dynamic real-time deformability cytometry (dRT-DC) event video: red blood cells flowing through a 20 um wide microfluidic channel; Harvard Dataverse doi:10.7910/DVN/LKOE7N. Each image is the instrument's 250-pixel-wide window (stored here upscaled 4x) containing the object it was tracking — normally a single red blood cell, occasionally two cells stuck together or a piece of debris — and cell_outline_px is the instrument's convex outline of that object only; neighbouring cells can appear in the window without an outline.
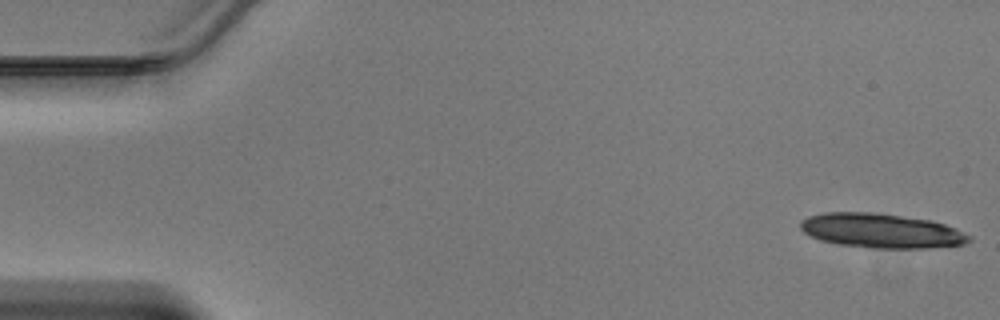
{"species": "Egyptian fruit bat (a non-hibernating species)", "species_latin": "Rousettus aegyptiacus", "temperature_condition": "warm", "stored_images_in_passage": 30, "camera_frame_rate_fps": 3000, "um_per_image_px": 0.085, "animal": {"sex": "male"}, "frame": {"image": 1, "passage_image": 1, "time_ms": 0.0, "image_size_px": [1000, 320], "cell_outline_px": [[972, 240], [964, 244], [924, 248], [872, 248], [840, 244], [820, 240], [804, 232], [800, 228], [800, 220], [808, 216], [824, 212], [876, 212], [932, 220], [956, 228], [972, 236]], "centroid_in_image_um": [74.92, 19.6], "position_along_channel_um": 10.1, "area_um2": 33.99}}
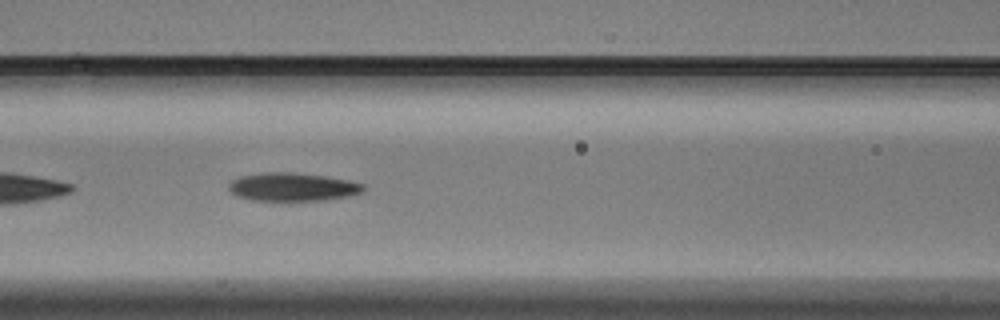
{"frame": {"image": 2, "passage_image": 20, "time_ms": 6.333, "image_size_px": [1000, 320], "cell_outline_px": [[364, 188], [360, 192], [348, 196], [320, 200], [252, 200], [236, 196], [228, 188], [228, 184], [232, 180], [240, 176], [260, 172], [292, 172], [324, 176], [348, 180], [364, 184]], "centroid_in_image_um": [24.81, 15.87], "position_along_channel_um": 141.8, "area_um2": 22.02}}
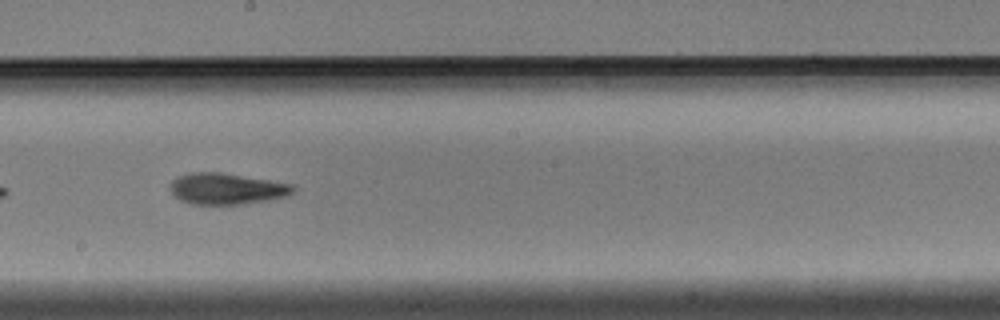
{"frame": {"image": 3, "passage_image": 26, "time_ms": 8.333, "image_size_px": [1000, 320], "cell_outline_px": [[296, 188], [292, 192], [284, 196], [268, 200], [240, 204], [192, 204], [180, 200], [168, 188], [168, 184], [176, 176], [192, 172], [220, 172], [296, 184]], "centroid_in_image_um": [19.24, 16.03], "position_along_channel_um": 229.0, "area_um2": 22.48}}